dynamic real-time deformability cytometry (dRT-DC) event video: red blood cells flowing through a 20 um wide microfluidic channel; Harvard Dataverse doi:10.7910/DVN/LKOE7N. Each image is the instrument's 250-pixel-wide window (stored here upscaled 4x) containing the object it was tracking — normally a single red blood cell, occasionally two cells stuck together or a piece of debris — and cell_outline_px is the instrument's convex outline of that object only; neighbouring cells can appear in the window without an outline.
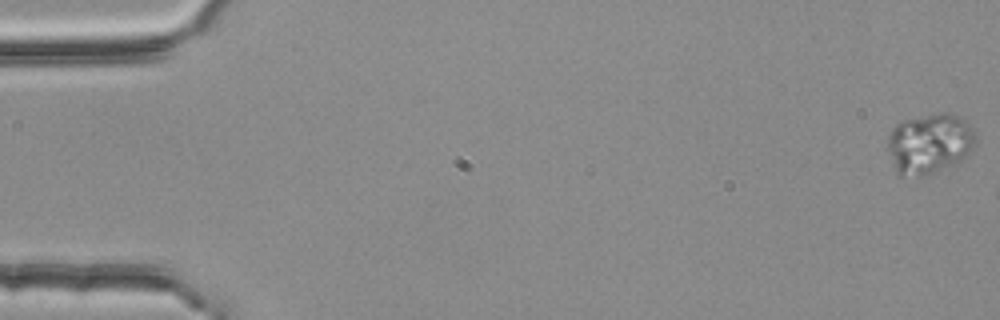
{"species": "common noctule bat (a hibernating species)", "species_latin": "Nyctalus noctula", "temperature_condition": "room temperature", "stored_images_in_passage": 7, "camera_frame_rate_fps": 3000, "um_per_image_px": 0.085, "animal": {"sex": "female", "body_mass_g": 25.1}, "frame": {"image": 1, "passage_image": 1, "time_ms": 0.0, "image_size_px": [1000, 320], "cell_outline_px": [[976, 144], [960, 160], [936, 172], [904, 176], [900, 176], [896, 172], [888, 148], [888, 136], [892, 128], [896, 124], [904, 120], [940, 112], [944, 112], [956, 116], [964, 120], [972, 128], [976, 140]], "centroid_in_image_um": [78.99, 12.18], "position_along_channel_um": 6.0, "area_um2": 30.29}}